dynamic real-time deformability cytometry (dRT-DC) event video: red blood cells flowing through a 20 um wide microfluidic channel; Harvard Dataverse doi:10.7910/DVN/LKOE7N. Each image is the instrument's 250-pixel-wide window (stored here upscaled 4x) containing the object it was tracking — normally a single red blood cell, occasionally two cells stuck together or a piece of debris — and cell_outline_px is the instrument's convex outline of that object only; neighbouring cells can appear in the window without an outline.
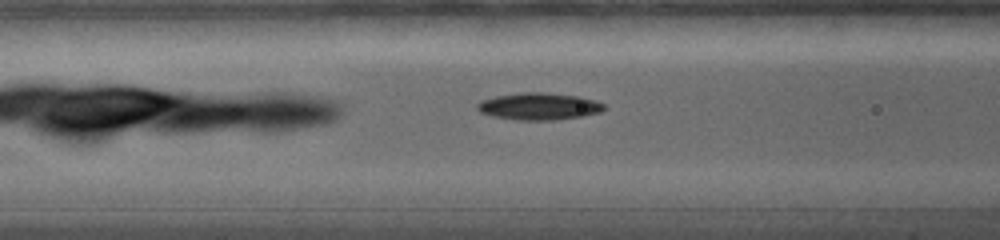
{"species": "common noctule bat (a hibernating species)", "species_latin": "Nyctalus noctula", "temperature_condition": "warm", "stored_images_in_passage": 39, "camera_frame_rate_fps": 5000, "um_per_image_px": 0.085, "animal": {"sex": "female", "body_mass_g": 19.0, "forearm_length_mm": 56.7}, "frame": {"image": 1, "passage_image": 11, "time_ms": 2.4, "image_size_px": [1000, 240], "cell_outline_px": [[604, 108], [600, 112], [584, 116], [556, 120], [516, 120], [492, 116], [480, 112], [476, 108], [476, 104], [480, 100], [496, 96], [524, 92], [544, 92], [580, 96], [596, 100], [604, 104]], "centroid_in_image_um": [45.8, 9.04], "position_along_channel_um": 120.8, "area_um2": 20.17}}
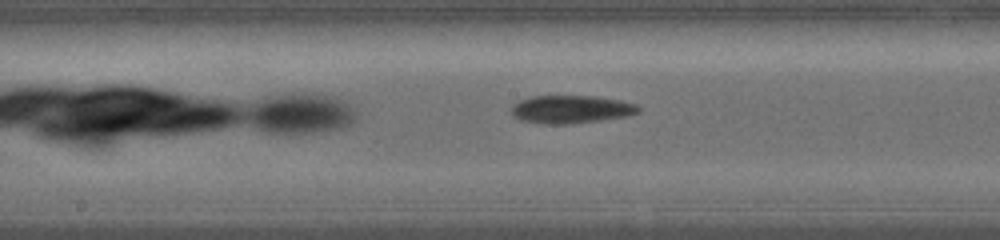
{"frame": {"image": 2, "passage_image": 20, "time_ms": 4.6, "image_size_px": [1000, 240], "cell_outline_px": [[640, 112], [628, 116], [600, 120], [568, 124], [544, 124], [520, 120], [512, 116], [512, 104], [520, 100], [532, 96], [596, 96], [620, 100], [636, 104], [640, 108]], "centroid_in_image_um": [48.53, 9.29], "position_along_channel_um": 199.7, "area_um2": 20.81}}
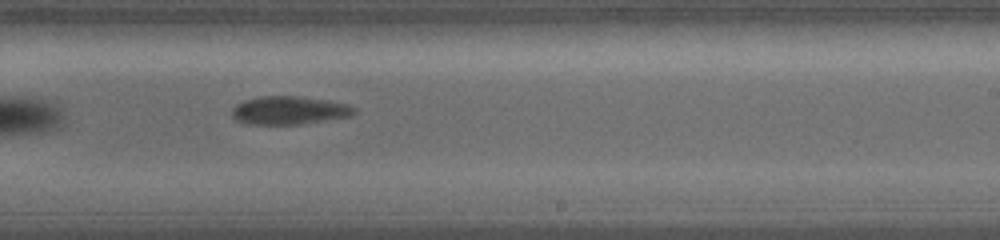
{"frame": {"image": 3, "passage_image": 28, "time_ms": 6.4, "image_size_px": [1000, 240], "cell_outline_px": [[356, 112], [352, 116], [296, 124], [244, 124], [236, 120], [232, 116], [232, 108], [236, 104], [244, 100], [264, 96], [300, 96], [328, 100], [348, 104], [356, 108]], "centroid_in_image_um": [24.58, 9.37], "position_along_channel_um": 264.4, "area_um2": 20.11}}